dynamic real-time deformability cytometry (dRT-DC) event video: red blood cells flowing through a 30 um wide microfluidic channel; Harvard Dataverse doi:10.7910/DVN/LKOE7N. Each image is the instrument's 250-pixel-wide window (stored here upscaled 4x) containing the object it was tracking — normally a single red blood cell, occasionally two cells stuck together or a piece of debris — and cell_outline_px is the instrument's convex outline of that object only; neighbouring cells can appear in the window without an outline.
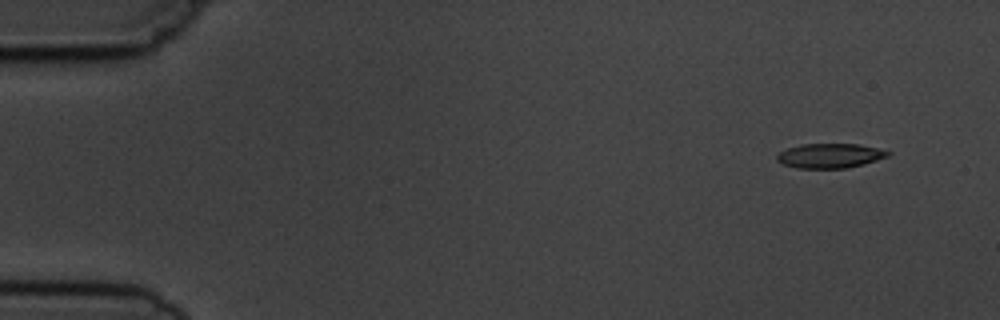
{"species": "common noctule bat (a hibernating species)", "species_latin": "Nyctalus noctula", "temperature_condition": "cold", "stored_images_in_passage": 5, "camera_frame_rate_fps": 3000, "um_per_image_px": 0.085, "animal": {"sex": "male", "body_mass_g": 19.5, "forearm_length_mm": 54.6}, "frame": {"image": 1, "passage_image": 1, "time_ms": 0.0, "image_size_px": [1000, 320], "cell_outline_px": [[892, 152], [888, 156], [864, 164], [844, 168], [796, 168], [784, 164], [776, 160], [776, 156], [780, 152], [788, 148], [800, 144], [860, 144]], "centroid_in_image_um": [70.53, 13.23], "position_along_channel_um": 14.5, "area_um2": 15.78}}
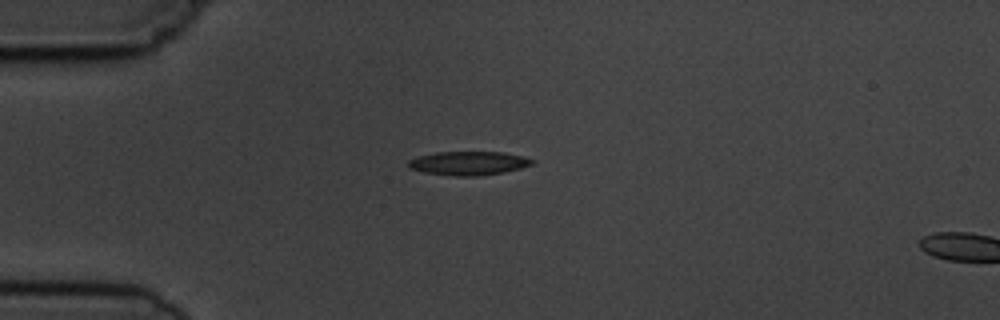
{"frame": {"image": 2, "passage_image": 4, "time_ms": 3.333, "image_size_px": [1000, 320], "cell_outline_px": [[536, 160], [532, 164], [520, 168], [480, 176], [456, 176], [424, 172], [408, 168], [408, 160], [420, 156], [436, 152], [504, 152], [524, 156]], "centroid_in_image_um": [39.83, 13.86], "position_along_channel_um": 45.2, "area_um2": 17.05}}